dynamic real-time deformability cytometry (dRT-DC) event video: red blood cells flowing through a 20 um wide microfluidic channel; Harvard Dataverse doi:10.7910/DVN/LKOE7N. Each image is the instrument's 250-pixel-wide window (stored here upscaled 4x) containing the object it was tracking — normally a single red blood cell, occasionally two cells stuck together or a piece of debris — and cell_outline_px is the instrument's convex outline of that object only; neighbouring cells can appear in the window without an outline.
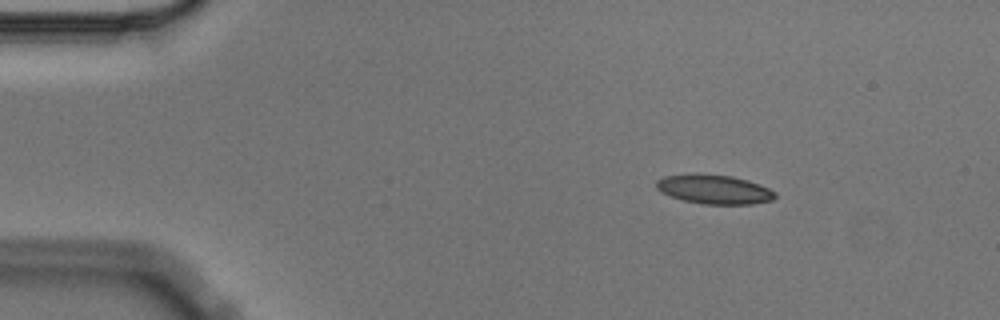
{"species": "Egyptian fruit bat (a non-hibernating species)", "species_latin": "Rousettus aegyptiacus", "temperature_condition": "cold", "stored_images_in_passage": 5, "camera_frame_rate_fps": 3000, "um_per_image_px": 0.085, "animal": {"sex": "male"}, "frame": {"image": 1, "passage_image": 1, "time_ms": 0.0, "image_size_px": [1000, 320], "cell_outline_px": [[776, 196], [772, 200], [752, 204], [704, 204], [684, 200], [660, 192], [656, 188], [656, 180], [664, 176], [692, 172], [732, 176], [748, 180], [760, 184], [776, 192]], "centroid_in_image_um": [60.68, 16.07], "position_along_channel_um": 24.3, "area_um2": 20.46}}
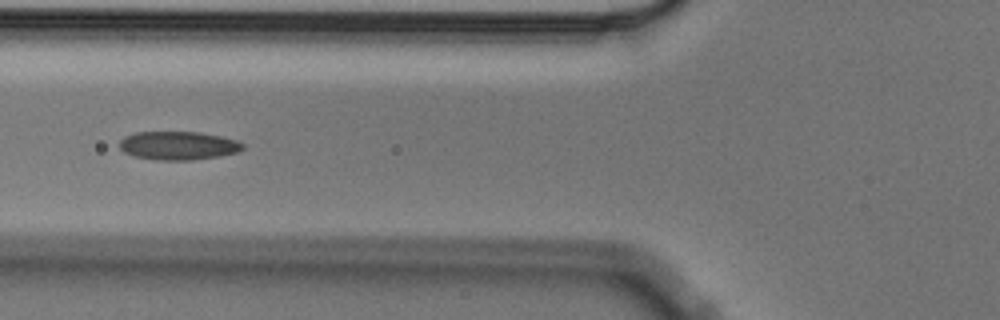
{"frame": {"image": 2, "passage_image": 4, "time_ms": 1.0, "image_size_px": [1000, 320], "cell_outline_px": [[244, 148], [236, 152], [220, 156], [192, 160], [156, 160], [132, 156], [124, 152], [120, 148], [120, 140], [124, 136], [136, 132], [200, 132], [220, 136], [236, 140], [244, 144]], "centroid_in_image_um": [15.13, 12.38], "position_along_channel_um": 110.7, "area_um2": 20.52}}
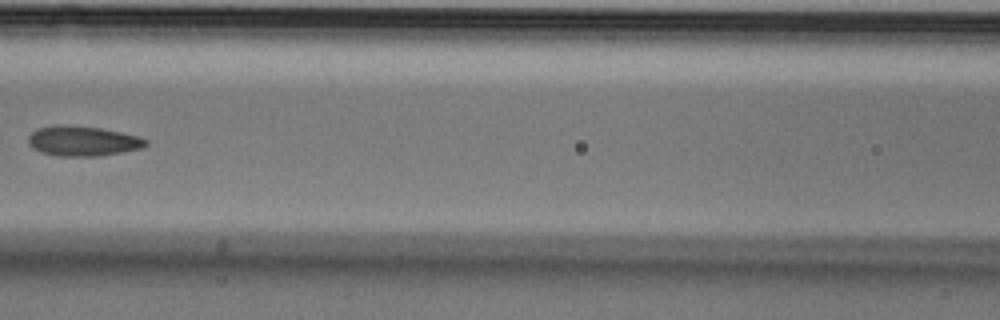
{"frame": {"image": 3, "passage_image": 5, "time_ms": 1.333, "image_size_px": [1000, 320], "cell_outline_px": [[148, 144], [144, 148], [100, 156], [56, 156], [40, 152], [32, 148], [28, 144], [28, 136], [36, 128], [56, 124], [68, 124], [100, 128], [120, 132], [136, 136], [148, 140]], "centroid_in_image_um": [7.0, 11.98], "position_along_channel_um": 159.6, "area_um2": 20.87}}